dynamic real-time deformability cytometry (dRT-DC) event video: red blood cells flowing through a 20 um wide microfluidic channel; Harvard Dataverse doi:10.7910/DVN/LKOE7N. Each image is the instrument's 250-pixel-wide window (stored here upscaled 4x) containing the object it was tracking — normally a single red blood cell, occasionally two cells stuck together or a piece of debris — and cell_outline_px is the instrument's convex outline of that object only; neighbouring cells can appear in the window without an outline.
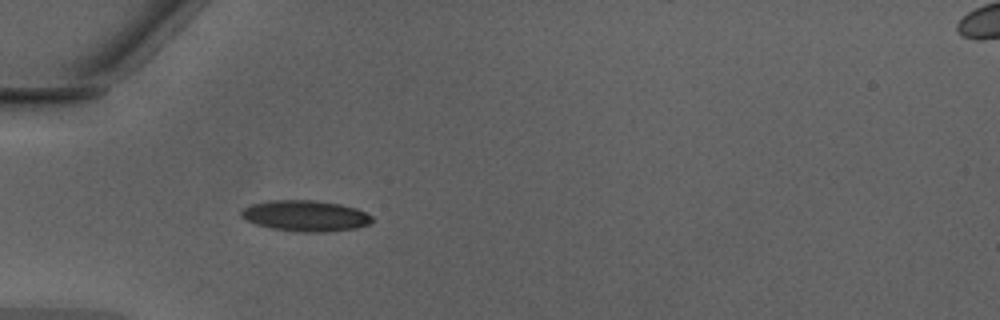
{"species": "Egyptian fruit bat (a non-hibernating species)", "species_latin": "Rousettus aegyptiacus", "temperature_condition": "warm", "stored_images_in_passage": 24, "camera_frame_rate_fps": 3000, "um_per_image_px": 0.085, "animal": {"sex": "male"}, "frame": {"image": 1, "passage_image": 1, "time_ms": 0.0, "image_size_px": [1000, 320], "cell_outline_px": [[372, 220], [368, 224], [356, 228], [328, 232], [300, 232], [272, 228], [256, 224], [244, 220], [240, 216], [240, 212], [244, 208], [252, 204], [268, 200], [316, 200], [340, 204], [356, 208], [372, 216]], "centroid_in_image_um": [25.94, 18.34], "position_along_channel_um": 59.1, "area_um2": 23.64}}
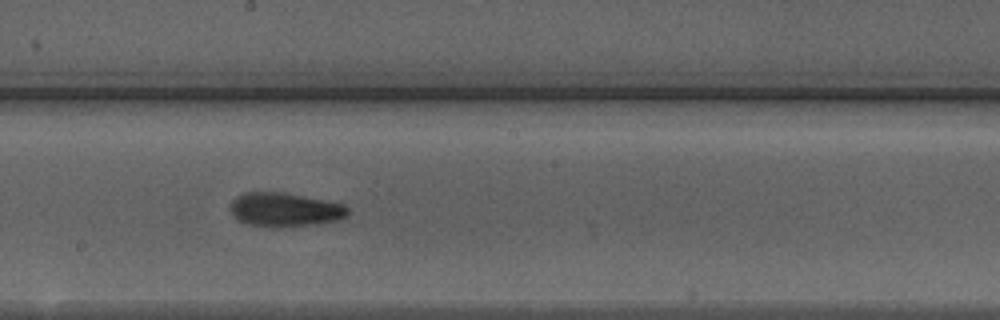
{"frame": {"image": 2, "passage_image": 13, "time_ms": 4.0, "image_size_px": [1000, 320], "cell_outline_px": [[348, 216], [336, 220], [308, 224], [248, 224], [240, 220], [228, 208], [232, 200], [236, 196], [244, 192], [284, 192], [344, 204], [348, 208]], "centroid_in_image_um": [24.2, 17.75], "position_along_channel_um": 224.0, "area_um2": 22.2}}
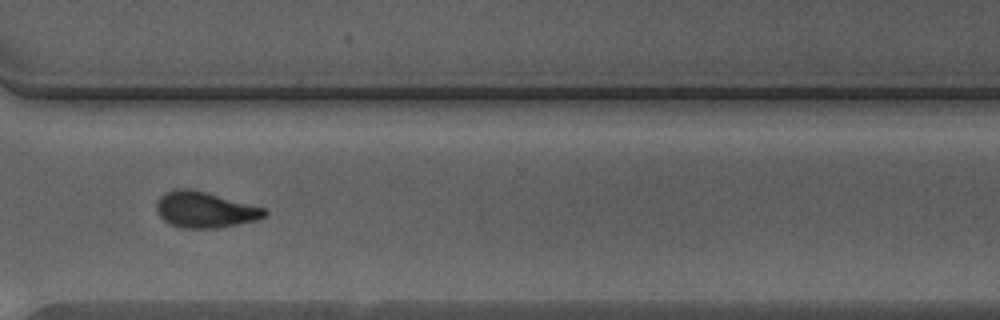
{"frame": {"image": 3, "passage_image": 22, "time_ms": 7.0, "image_size_px": [1000, 320], "cell_outline_px": [[268, 212], [264, 216], [256, 220], [216, 228], [180, 228], [164, 220], [156, 212], [156, 204], [160, 196], [164, 192], [176, 188], [188, 188], [208, 192], [264, 208]], "centroid_in_image_um": [17.37, 17.81], "position_along_channel_um": 353.2, "area_um2": 22.6}, "authors_computed_cell_mechanics": {"area_um2": 23.0333, "velocity_mm_per_s": 4.3109, "shape_relaxation_time_tau1_ms": 4.3372, "shape_relaxation_time_tau2_ms": 2.0214, "deformation_change_tau1": 0.1461, "deformation_change_tau2": 0.0861}}